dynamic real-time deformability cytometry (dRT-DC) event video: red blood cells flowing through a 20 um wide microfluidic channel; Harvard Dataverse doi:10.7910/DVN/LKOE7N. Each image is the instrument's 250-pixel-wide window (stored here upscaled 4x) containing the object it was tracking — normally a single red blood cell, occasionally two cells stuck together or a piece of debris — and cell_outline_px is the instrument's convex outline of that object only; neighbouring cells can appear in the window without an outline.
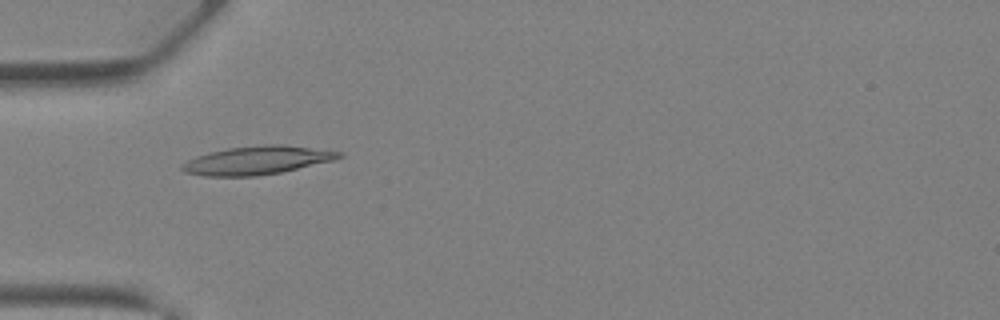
{"species": "Egyptian fruit bat (a non-hibernating species)", "species_latin": "Rousettus aegyptiacus", "temperature_condition": "warm", "stored_images_in_passage": 28, "camera_frame_rate_fps": 3000, "um_per_image_px": 0.085, "animal": {"sex": "female"}, "frame": {"image": 1, "passage_image": 1, "time_ms": 0.0, "image_size_px": [1000, 320], "cell_outline_px": [[344, 156], [336, 160], [280, 172], [256, 176], [204, 176], [184, 172], [180, 168], [180, 164], [196, 156], [208, 152], [228, 148], [264, 144], [284, 144], [344, 152]], "centroid_in_image_um": [21.86, 13.62], "position_along_channel_um": 63.1, "area_um2": 26.18}}
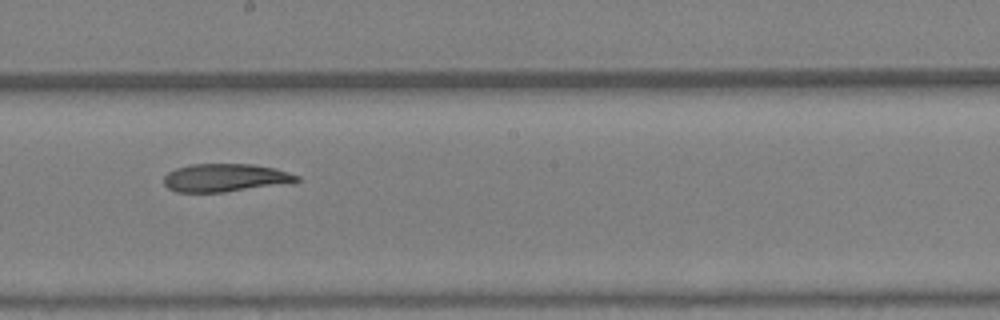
{"frame": {"image": 2, "passage_image": 11, "time_ms": 3.333, "image_size_px": [1000, 320], "cell_outline_px": [[300, 180], [292, 184], [224, 192], [176, 192], [168, 188], [164, 184], [164, 176], [168, 172], [176, 168], [188, 164], [252, 164], [276, 168], [300, 176]], "centroid_in_image_um": [19.2, 15.11], "position_along_channel_um": 229.0, "area_um2": 22.14}}
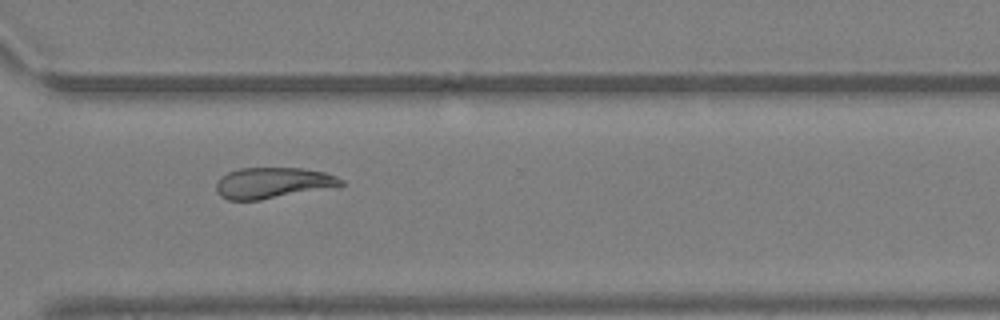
{"frame": {"image": 3, "passage_image": 18, "time_ms": 5.667, "image_size_px": [1000, 320], "cell_outline_px": [[344, 184], [340, 188], [260, 200], [228, 200], [220, 196], [216, 192], [216, 184], [220, 176], [228, 172], [240, 168], [304, 168], [324, 172], [336, 176], [344, 180]], "centroid_in_image_um": [23.27, 15.56], "position_along_channel_um": 347.3, "area_um2": 23.18}}